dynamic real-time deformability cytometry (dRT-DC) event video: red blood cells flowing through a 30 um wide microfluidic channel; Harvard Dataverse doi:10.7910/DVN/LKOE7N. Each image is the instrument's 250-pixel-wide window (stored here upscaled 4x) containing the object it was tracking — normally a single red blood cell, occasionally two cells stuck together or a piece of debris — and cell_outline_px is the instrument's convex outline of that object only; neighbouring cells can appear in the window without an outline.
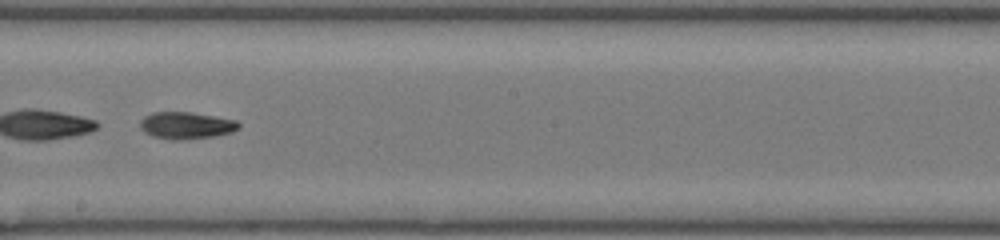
{"species": "common noctule bat (a hibernating species)", "species_latin": "Nyctalus noctula", "temperature_condition": "room temperature", "stored_images_in_passage": 44, "camera_frame_rate_fps": 3000, "um_per_image_px": 0.085, "animal": {"sex": "female", "body_mass_g": 17.0, "forearm_length_mm": 48.0}, "frame": {"image": 1, "passage_image": 24, "time_ms": 7.667, "image_size_px": [1000, 240], "cell_outline_px": [[240, 128], [232, 132], [216, 136], [184, 140], [172, 140], [152, 136], [144, 132], [140, 128], [140, 120], [144, 116], [152, 112], [188, 112], [236, 120], [240, 124]], "centroid_in_image_um": [15.81, 10.67], "position_along_channel_um": 232.4, "area_um2": 15.61}}
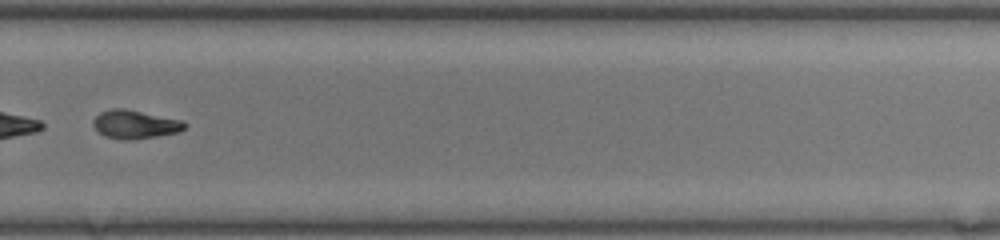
{"frame": {"image": 2, "passage_image": 30, "time_ms": 9.667, "image_size_px": [1000, 240], "cell_outline_px": [[188, 124], [180, 132], [132, 140], [124, 140], [104, 136], [92, 124], [92, 120], [100, 112], [112, 108], [124, 108], [184, 120]], "centroid_in_image_um": [11.5, 10.56], "position_along_channel_um": 318.3, "area_um2": 15.32}, "authors_computed_cell_mechanics": {"area_um2": 25.432, "velocity_mm_per_s": 4.3138, "shape_relaxation_time_tau1_ms": null, "shape_relaxation_time_tau2_ms": 5.8143, "deformation_change_tau1": null, "deformation_change_tau2": 0.1274}}